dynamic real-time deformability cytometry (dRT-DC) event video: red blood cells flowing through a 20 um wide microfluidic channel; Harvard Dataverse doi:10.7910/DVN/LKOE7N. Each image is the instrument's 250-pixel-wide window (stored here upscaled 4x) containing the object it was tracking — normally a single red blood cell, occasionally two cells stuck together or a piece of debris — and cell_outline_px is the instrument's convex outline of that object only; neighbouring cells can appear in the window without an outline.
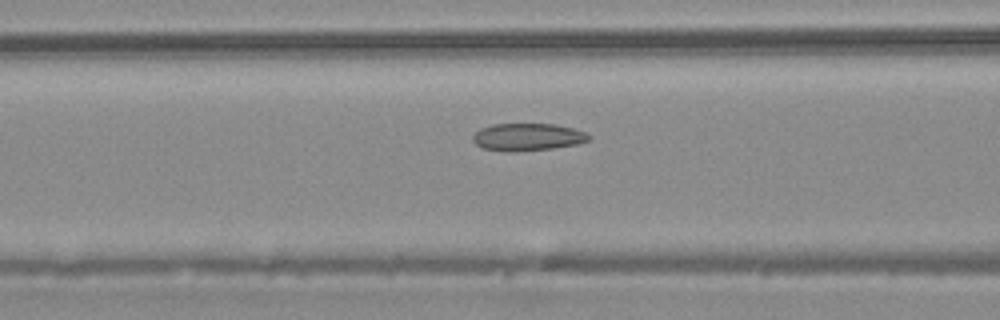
{"species": "common noctule bat (a hibernating species)", "species_latin": "Nyctalus noctula", "temperature_condition": "warm", "stored_images_in_passage": 15, "camera_frame_rate_fps": 3000, "um_per_image_px": 0.085, "animal": {"sex": "male", "body_mass_g": 20.4}, "frame": {"image": 1, "passage_image": 7, "time_ms": 2.0, "image_size_px": [1000, 320], "cell_outline_px": [[592, 136], [588, 140], [576, 144], [552, 148], [516, 152], [508, 152], [480, 148], [472, 140], [472, 136], [480, 128], [492, 124], [556, 124], [572, 128], [584, 132]], "centroid_in_image_um": [44.8, 11.65], "position_along_channel_um": 121.8, "area_um2": 18.61}}
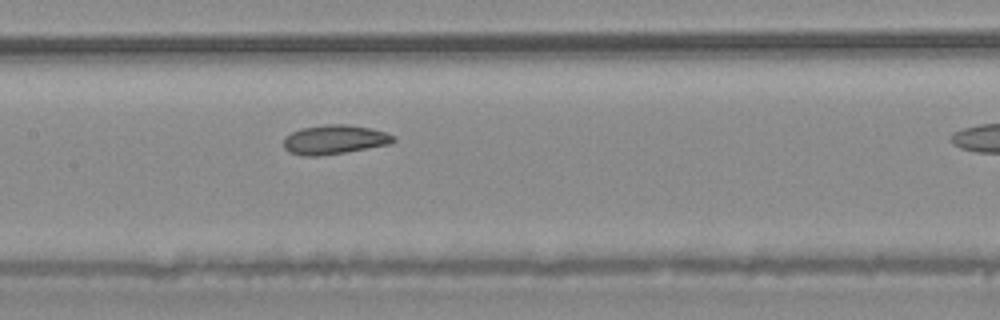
{"frame": {"image": 2, "passage_image": 11, "time_ms": 3.333, "image_size_px": [1000, 320], "cell_outline_px": [[396, 140], [392, 144], [320, 156], [300, 156], [288, 152], [284, 148], [284, 140], [292, 132], [300, 128], [324, 124], [344, 124], [368, 128], [384, 132], [396, 136]], "centroid_in_image_um": [28.42, 11.87], "position_along_channel_um": 179.0, "area_um2": 18.73}}